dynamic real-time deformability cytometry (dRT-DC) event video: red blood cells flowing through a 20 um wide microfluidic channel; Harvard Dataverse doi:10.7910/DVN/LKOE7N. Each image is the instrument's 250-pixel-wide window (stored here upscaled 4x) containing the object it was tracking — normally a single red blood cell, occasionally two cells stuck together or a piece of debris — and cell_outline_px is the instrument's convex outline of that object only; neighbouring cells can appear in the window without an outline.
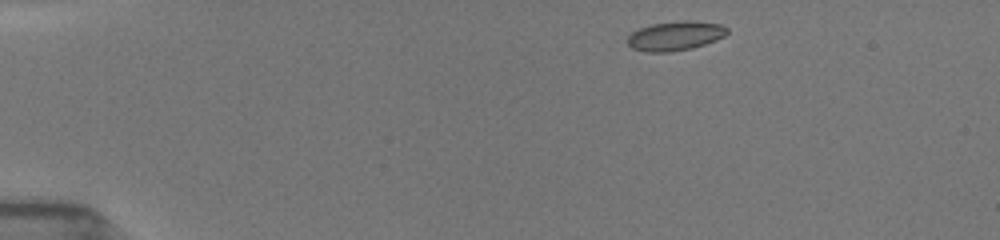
{"species": "common noctule bat (a hibernating species)", "species_latin": "Nyctalus noctula", "temperature_condition": "room temperature", "stored_images_in_passage": 17, "camera_frame_rate_fps": 3000, "um_per_image_px": 0.085, "animal": {"sex": "female", "body_mass_g": 19.5, "forearm_length_mm": 54.1}, "frame": {"image": 1, "passage_image": 1, "time_ms": 0.0, "image_size_px": [1000, 240], "cell_outline_px": [[728, 32], [724, 36], [716, 40], [692, 48], [668, 52], [644, 52], [632, 48], [628, 44], [628, 36], [632, 32], [640, 28], [652, 24], [684, 20], [692, 20], [720, 24], [728, 28]], "centroid_in_image_um": [57.4, 3.04], "position_along_channel_um": 27.6, "area_um2": 16.99}}
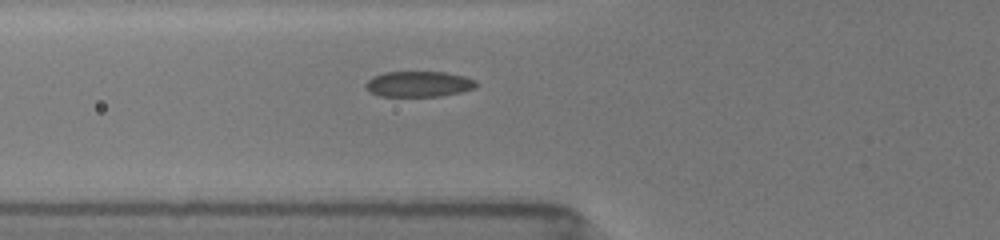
{"frame": {"image": 2, "passage_image": 9, "time_ms": 3.667, "image_size_px": [1000, 240], "cell_outline_px": [[476, 88], [460, 92], [440, 96], [380, 96], [368, 92], [364, 88], [364, 84], [372, 76], [384, 72], [448, 72], [464, 76], [476, 80]], "centroid_in_image_um": [35.55, 7.14], "position_along_channel_um": 90.2, "area_um2": 16.7}}
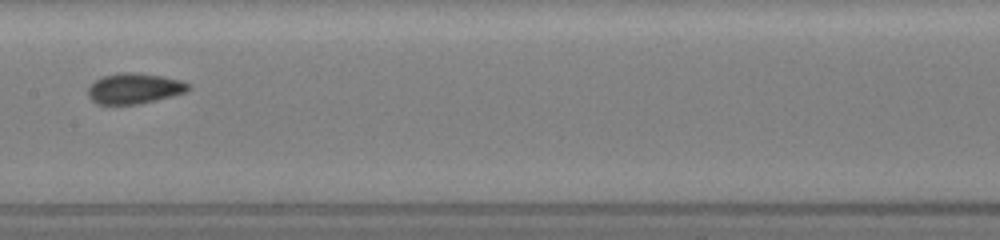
{"frame": {"image": 3, "passage_image": 15, "time_ms": 6.333, "image_size_px": [1000, 240], "cell_outline_px": [[192, 88], [184, 92], [172, 96], [140, 104], [96, 104], [88, 96], [88, 88], [96, 80], [104, 76], [120, 72], [132, 72], [160, 76], [180, 80], [192, 84]], "centroid_in_image_um": [11.43, 7.52], "position_along_channel_um": 196.0, "area_um2": 17.8}}